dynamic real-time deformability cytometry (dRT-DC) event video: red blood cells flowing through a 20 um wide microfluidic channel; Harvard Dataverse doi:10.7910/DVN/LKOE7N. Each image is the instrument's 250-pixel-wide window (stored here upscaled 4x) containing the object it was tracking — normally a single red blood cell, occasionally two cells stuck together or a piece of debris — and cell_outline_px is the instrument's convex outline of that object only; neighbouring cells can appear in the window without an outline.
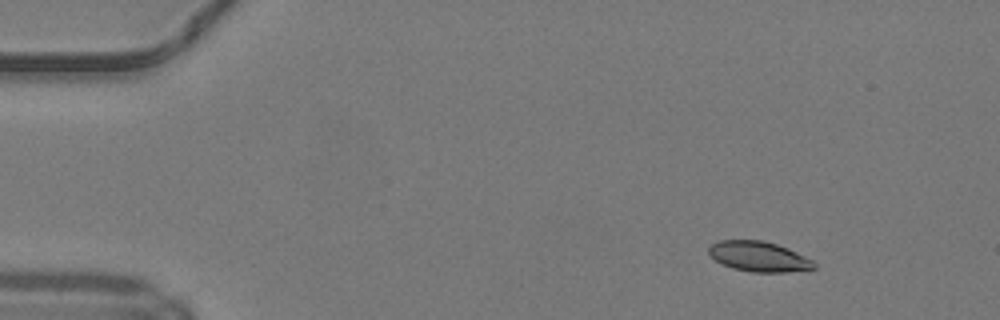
{"species": "common noctule bat (a hibernating species)", "species_latin": "Nyctalus noctula", "temperature_condition": "warm", "stored_images_in_passage": 44, "camera_frame_rate_fps": 3000, "um_per_image_px": 0.085, "animal": {"sex": "male", "body_mass_g": 19.2, "forearm_length_mm": 51.8}, "frame": {"image": 1, "passage_image": 1, "time_ms": 0.0, "image_size_px": [1000, 320], "cell_outline_px": [[816, 268], [808, 272], [752, 272], [732, 268], [716, 260], [708, 252], [708, 248], [712, 244], [720, 240], [764, 240], [788, 248], [812, 260], [816, 264]], "centroid_in_image_um": [64.57, 21.82], "position_along_channel_um": 20.4, "area_um2": 18.67}}
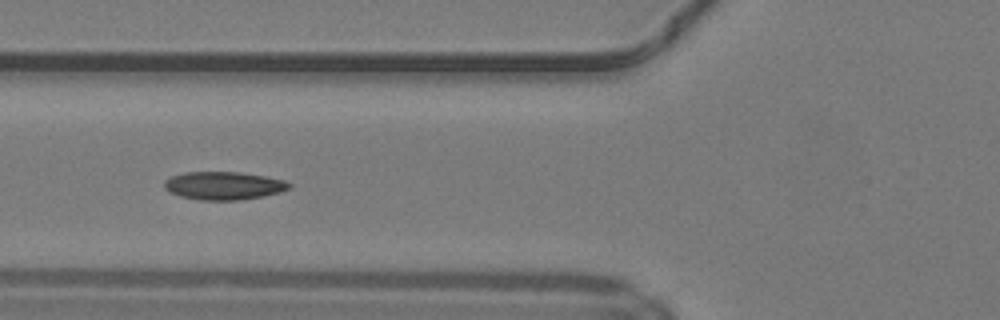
{"frame": {"image": 2, "passage_image": 14, "time_ms": 4.333, "image_size_px": [1000, 320], "cell_outline_px": [[292, 188], [280, 192], [240, 200], [200, 200], [180, 196], [168, 192], [164, 188], [164, 180], [172, 176], [184, 172], [240, 172], [264, 176], [284, 180], [292, 184]], "centroid_in_image_um": [19.0, 15.78], "position_along_channel_um": 106.8, "area_um2": 20.46}}
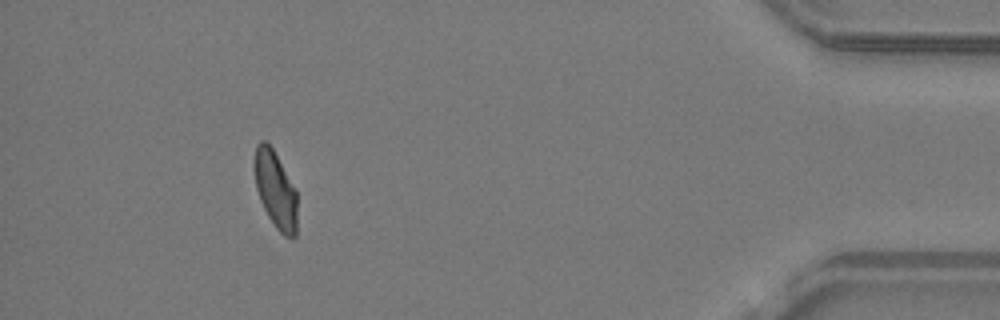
{"frame": {"image": 3, "passage_image": 40, "time_ms": 13.0, "image_size_px": [1000, 320], "cell_outline_px": [[296, 236], [292, 240], [284, 236], [276, 228], [268, 216], [260, 200], [256, 188], [256, 144], [260, 140], [264, 140], [272, 148], [296, 188]], "centroid_in_image_um": [23.45, 16.18], "position_along_channel_um": 411.8, "area_um2": 18.9}, "authors_computed_cell_mechanics": {"area_um2": 19.652, "velocity_mm_per_s": 4.2148, "shape_relaxation_time_tau1_ms": 5.1202, "shape_relaxation_time_tau2_ms": 3.4193, "deformation_change_tau1": 0.1443, "deformation_change_tau2": 0.0689}}